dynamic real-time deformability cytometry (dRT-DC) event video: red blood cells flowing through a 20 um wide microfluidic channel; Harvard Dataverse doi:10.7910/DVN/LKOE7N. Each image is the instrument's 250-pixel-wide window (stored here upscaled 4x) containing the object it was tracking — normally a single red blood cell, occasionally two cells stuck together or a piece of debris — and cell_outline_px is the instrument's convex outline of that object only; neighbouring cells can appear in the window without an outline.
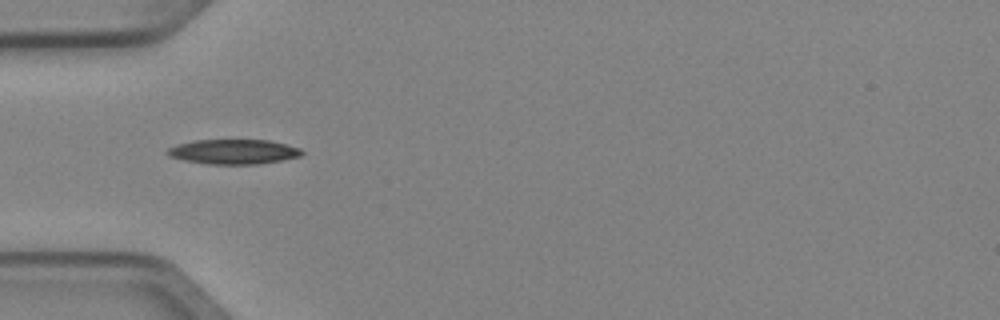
{"species": "Egyptian fruit bat (a non-hibernating species)", "species_latin": "Rousettus aegyptiacus", "temperature_condition": "cold", "stored_images_in_passage": 5, "camera_frame_rate_fps": 3000, "um_per_image_px": 0.085, "animal": {"sex": "female"}, "frame": {"image": 1, "passage_image": 1, "time_ms": 0.0, "image_size_px": [1000, 320], "cell_outline_px": [[304, 152], [300, 156], [280, 160], [256, 164], [208, 164], [184, 160], [168, 156], [164, 152], [168, 148], [176, 144], [192, 140], [268, 140], [300, 148]], "centroid_in_image_um": [19.78, 12.89], "position_along_channel_um": 65.2, "area_um2": 19.36}}
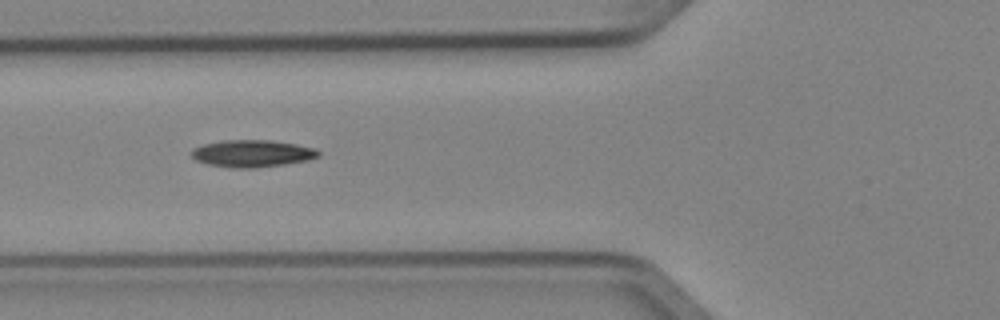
{"frame": {"image": 2, "passage_image": 2, "time_ms": 0.333, "image_size_px": [1000, 320], "cell_outline_px": [[320, 156], [308, 160], [284, 164], [256, 168], [232, 168], [208, 164], [196, 160], [192, 156], [192, 148], [204, 144], [220, 140], [272, 140], [296, 144], [312, 148], [320, 152]], "centroid_in_image_um": [21.42, 13.04], "position_along_channel_um": 104.4, "area_um2": 20.06}}